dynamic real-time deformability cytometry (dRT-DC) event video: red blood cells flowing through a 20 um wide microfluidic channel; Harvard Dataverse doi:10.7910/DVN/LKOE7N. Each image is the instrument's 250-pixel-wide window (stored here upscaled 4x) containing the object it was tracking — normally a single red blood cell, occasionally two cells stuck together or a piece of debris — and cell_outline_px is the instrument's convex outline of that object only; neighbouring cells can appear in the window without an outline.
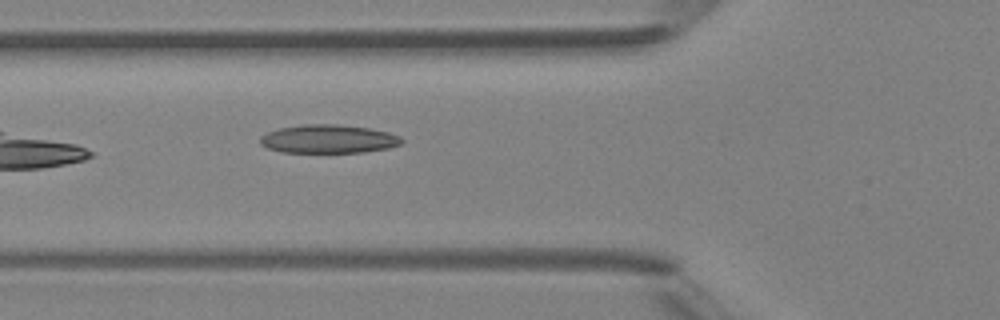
{"species": "Egyptian fruit bat (a non-hibernating species)", "species_latin": "Rousettus aegyptiacus", "temperature_condition": "room temperature", "stored_images_in_passage": 7, "camera_frame_rate_fps": 3000, "um_per_image_px": 0.085, "animal": {"sex": "female"}, "frame": {"image": 1, "passage_image": 7, "time_ms": 7.0, "image_size_px": [1000, 320], "cell_outline_px": [[404, 140], [400, 144], [388, 148], [364, 152], [280, 152], [268, 148], [260, 144], [260, 136], [268, 132], [280, 128], [304, 124], [336, 124], [368, 128], [388, 132], [400, 136]], "centroid_in_image_um": [27.91, 11.81], "position_along_channel_um": 97.9, "area_um2": 23.41}}